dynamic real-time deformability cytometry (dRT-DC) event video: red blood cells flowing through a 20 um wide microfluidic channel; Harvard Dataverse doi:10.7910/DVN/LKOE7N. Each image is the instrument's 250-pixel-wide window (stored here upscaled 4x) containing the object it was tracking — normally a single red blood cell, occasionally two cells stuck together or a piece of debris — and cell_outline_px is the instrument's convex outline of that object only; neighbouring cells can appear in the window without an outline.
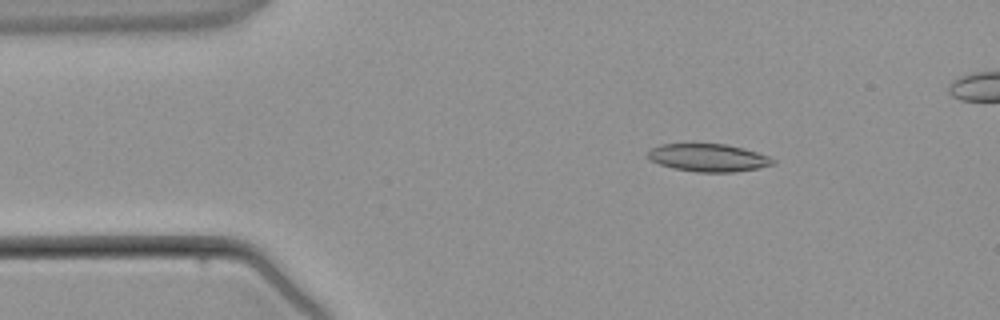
{"species": "common noctule bat (a hibernating species)", "species_latin": "Nyctalus noctula", "temperature_condition": "warm", "stored_images_in_passage": 3, "camera_frame_rate_fps": 3000, "um_per_image_px": 0.085, "animal": {"sex": "male", "body_mass_g": 21.5, "forearm_length_mm": 52.0}, "frame": {"image": 1, "passage_image": 2, "time_ms": 1.667, "image_size_px": [1000, 320], "cell_outline_px": [[776, 164], [756, 168], [732, 172], [696, 172], [676, 168], [660, 164], [652, 160], [648, 156], [648, 152], [652, 148], [660, 144], [724, 144], [744, 148], [768, 156], [776, 160]], "centroid_in_image_um": [60.24, 13.4], "position_along_channel_um": 24.8, "area_um2": 19.94}}
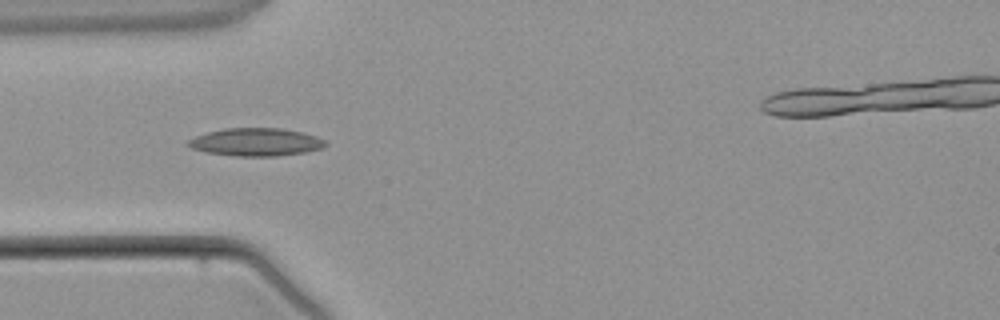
{"frame": {"image": 2, "passage_image": 3, "time_ms": 3.667, "image_size_px": [1000, 320], "cell_outline_px": [[328, 144], [320, 148], [304, 152], [276, 156], [236, 156], [204, 152], [192, 148], [184, 144], [188, 140], [196, 136], [208, 132], [224, 128], [280, 128], [300, 132], [316, 136], [324, 140]], "centroid_in_image_um": [21.7, 12.07], "position_along_channel_um": 63.3, "area_um2": 22.2}}